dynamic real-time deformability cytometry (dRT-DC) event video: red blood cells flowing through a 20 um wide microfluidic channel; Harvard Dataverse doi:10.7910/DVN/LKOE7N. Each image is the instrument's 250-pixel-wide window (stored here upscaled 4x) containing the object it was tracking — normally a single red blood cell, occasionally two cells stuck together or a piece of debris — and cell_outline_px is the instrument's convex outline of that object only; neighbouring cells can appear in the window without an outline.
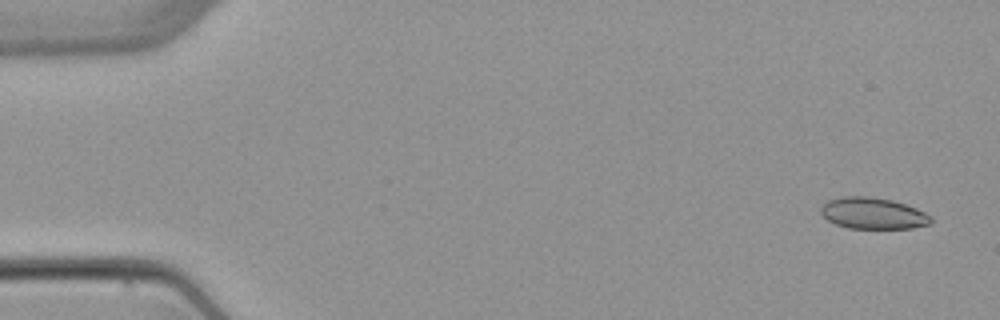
{"species": "common noctule bat (a hibernating species)", "species_latin": "Nyctalus noctula", "temperature_condition": "warm", "stored_images_in_passage": 4, "camera_frame_rate_fps": 3000, "um_per_image_px": 0.085, "animal": {"sex": "female", "body_mass_g": 22.7, "forearm_length_mm": 54.2}, "frame": {"image": 1, "passage_image": 1, "time_ms": 0.0, "image_size_px": [1000, 320], "cell_outline_px": [[932, 224], [912, 228], [848, 228], [836, 224], [828, 220], [820, 212], [820, 208], [828, 200], [844, 196], [868, 196], [892, 200], [916, 208], [932, 216]], "centroid_in_image_um": [74.22, 18.13], "position_along_channel_um": 10.8, "area_um2": 20.11}}
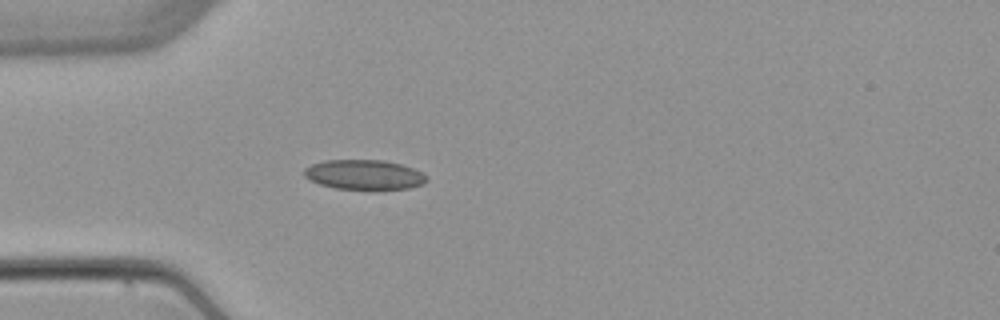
{"frame": {"image": 2, "passage_image": 4, "time_ms": 4.333, "image_size_px": [1000, 320], "cell_outline_px": [[428, 180], [424, 184], [408, 188], [376, 192], [372, 192], [336, 188], [320, 184], [304, 176], [304, 168], [312, 164], [324, 160], [384, 160], [400, 164], [412, 168], [428, 176]], "centroid_in_image_um": [31.0, 14.89], "position_along_channel_um": 54.0, "area_um2": 21.96}}